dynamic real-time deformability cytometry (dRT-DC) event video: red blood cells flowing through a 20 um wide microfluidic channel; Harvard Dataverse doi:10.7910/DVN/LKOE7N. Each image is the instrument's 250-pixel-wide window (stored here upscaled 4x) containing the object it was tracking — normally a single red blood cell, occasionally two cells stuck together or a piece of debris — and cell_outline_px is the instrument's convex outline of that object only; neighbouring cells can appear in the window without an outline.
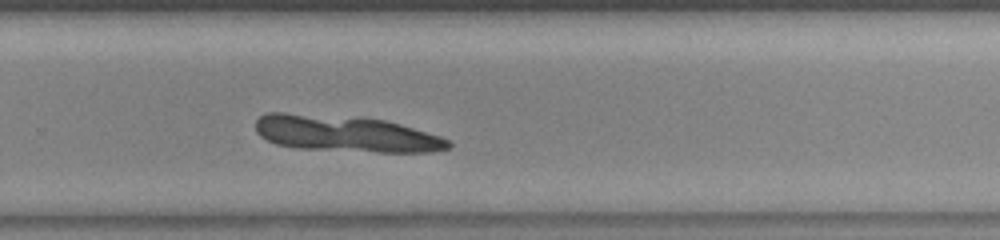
{"species": "common noctule bat (a hibernating species)", "species_latin": "Nyctalus noctula", "temperature_condition": "warm", "stored_images_in_passage": 34, "segment_of_instrument_passage": [3, 3], "camera_frame_rate_fps": 3000, "um_per_image_px": 0.085, "animal": {"sex": "female", "body_mass_g": 23.0, "forearm_length_mm": 53.4}, "frame": {"image": 1, "passage_image": 18, "time_ms": 5.667, "image_size_px": [1000, 240], "cell_outline_px": [[448, 144], [440, 148], [372, 148], [360, 144], [348, 124], [352, 120], [372, 120], [392, 124], [432, 136], [444, 140]], "centroid_in_image_um": [33.3, 11.57], "position_along_channel_um": 296.5, "area_um2": 13.29}}
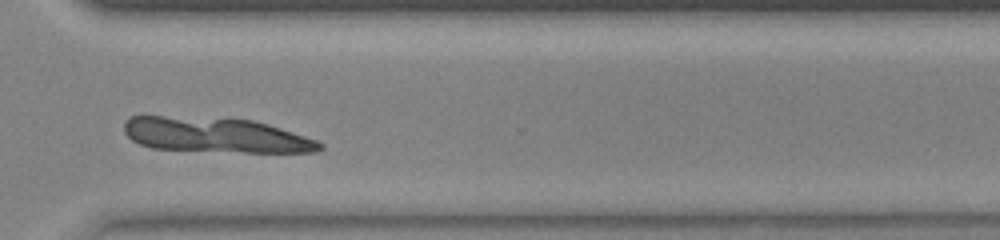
{"frame": {"image": 2, "passage_image": 22, "time_ms": 7.0, "image_size_px": [1000, 240], "cell_outline_px": [[320, 148], [292, 152], [260, 152], [240, 148], [232, 144], [216, 124], [220, 120], [244, 120], [260, 124], [320, 144]], "centroid_in_image_um": [22.34, 11.7], "position_along_channel_um": 348.3, "area_um2": 14.57}}
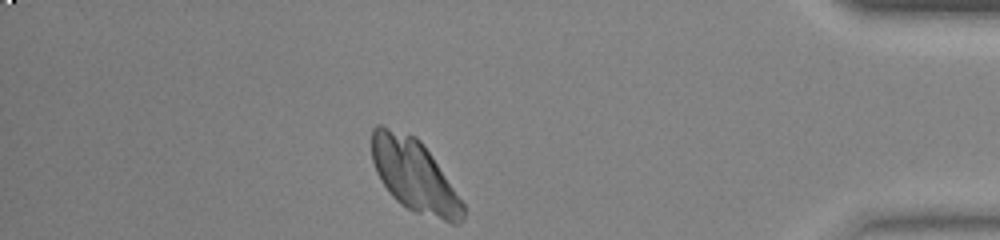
{"frame": {"image": 3, "passage_image": 29, "time_ms": 9.333, "image_size_px": [1000, 240], "cell_outline_px": [[452, 196], [400, 200], [388, 188], [380, 176], [372, 152], [372, 140], [388, 132], [416, 140], [424, 148], [432, 160], [444, 180]], "centroid_in_image_um": [34.64, 14.3], "position_along_channel_um": 400.6, "area_um2": 25.14}}